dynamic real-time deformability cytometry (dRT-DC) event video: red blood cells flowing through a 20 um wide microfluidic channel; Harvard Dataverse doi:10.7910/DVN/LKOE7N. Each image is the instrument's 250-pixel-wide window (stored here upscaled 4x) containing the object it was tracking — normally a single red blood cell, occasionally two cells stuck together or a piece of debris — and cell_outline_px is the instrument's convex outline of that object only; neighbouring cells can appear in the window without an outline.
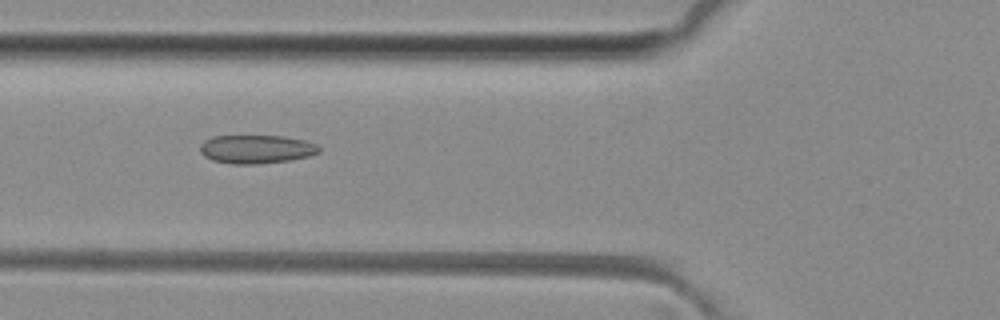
{"species": "common noctule bat (a hibernating species)", "species_latin": "Nyctalus noctula", "temperature_condition": "room temperature", "stored_images_in_passage": 51, "camera_frame_rate_fps": 3000, "um_per_image_px": 0.085, "animal": {"sex": "female", "body_mass_g": 29.2, "forearm_length_mm": 56.3}, "frame": {"image": 1, "passage_image": 19, "time_ms": 6.0, "image_size_px": [1000, 320], "cell_outline_px": [[320, 152], [308, 156], [292, 160], [256, 164], [232, 164], [212, 160], [204, 156], [200, 152], [200, 144], [204, 140], [212, 136], [284, 136], [304, 140], [316, 144], [320, 148]], "centroid_in_image_um": [21.77, 12.68], "position_along_channel_um": 104.0, "area_um2": 19.88}}
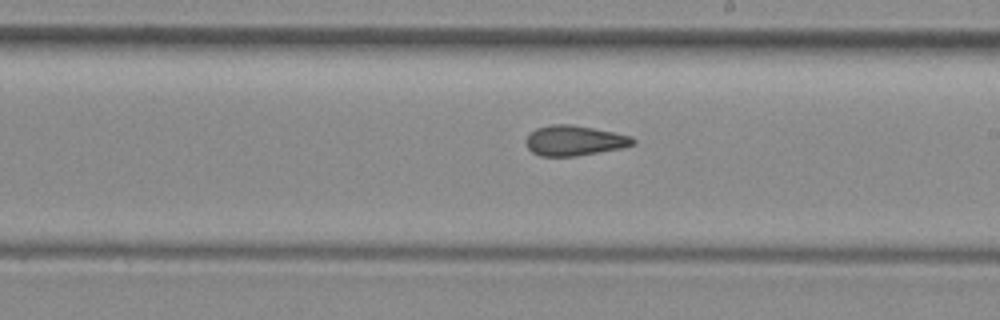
{"frame": {"image": 2, "passage_image": 29, "time_ms": 9.333, "image_size_px": [1000, 320], "cell_outline_px": [[636, 144], [624, 148], [576, 156], [540, 156], [532, 152], [528, 148], [524, 140], [528, 132], [536, 128], [552, 124], [572, 124], [632, 136], [636, 140]], "centroid_in_image_um": [48.81, 11.95], "position_along_channel_um": 240.2, "area_um2": 19.07}}
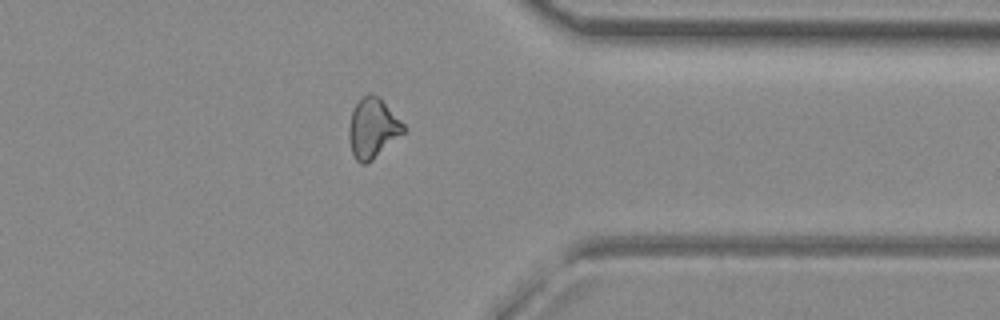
{"frame": {"image": 3, "passage_image": 40, "time_ms": 13.0, "image_size_px": [1000, 320], "cell_outline_px": [[404, 132], [372, 160], [364, 164], [360, 164], [356, 160], [352, 152], [348, 140], [348, 124], [352, 112], [356, 104], [368, 92], [380, 96], [404, 124]], "centroid_in_image_um": [31.66, 10.88], "position_along_channel_um": 379.7, "area_um2": 19.02}, "authors_computed_cell_mechanics": {"area_um2": 19.4208, "velocity_mm_per_s": 4.078, "shape_relaxation_time_tau1_ms": null, "shape_relaxation_time_tau2_ms": 2.3066, "deformation_change_tau1": null, "deformation_change_tau2": 0.0929}}